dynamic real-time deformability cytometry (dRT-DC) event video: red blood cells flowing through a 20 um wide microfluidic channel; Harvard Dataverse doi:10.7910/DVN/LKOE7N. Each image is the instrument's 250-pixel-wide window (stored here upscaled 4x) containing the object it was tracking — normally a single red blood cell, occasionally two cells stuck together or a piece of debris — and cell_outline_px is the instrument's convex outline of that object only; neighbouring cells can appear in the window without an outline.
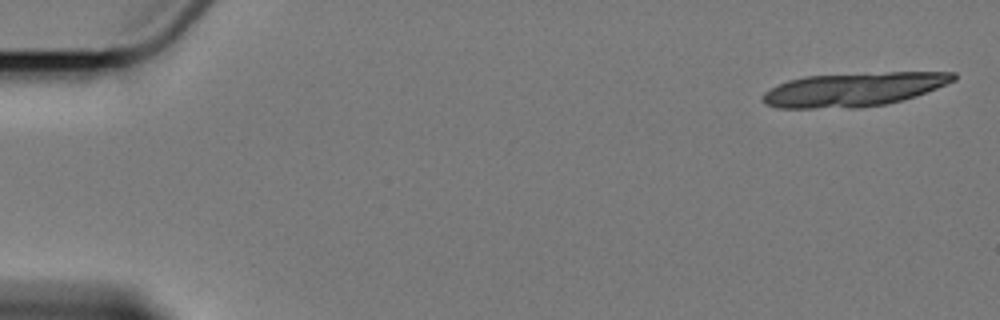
{"species": "Egyptian fruit bat (a non-hibernating species)", "species_latin": "Rousettus aegyptiacus", "temperature_condition": "cold", "stored_images_in_passage": 11, "camera_frame_rate_fps": 3000, "um_per_image_px": 0.085, "animal": {"sex": "female"}, "frame": {"image": 1, "passage_image": 1, "time_ms": 0.0, "image_size_px": [1000, 320], "cell_outline_px": [[956, 80], [916, 96], [884, 104], [856, 108], [776, 108], [764, 104], [760, 100], [760, 96], [764, 92], [788, 80], [804, 76], [888, 72], [956, 72]], "centroid_in_image_um": [72.51, 7.6], "position_along_channel_um": 12.5, "area_um2": 37.63}}
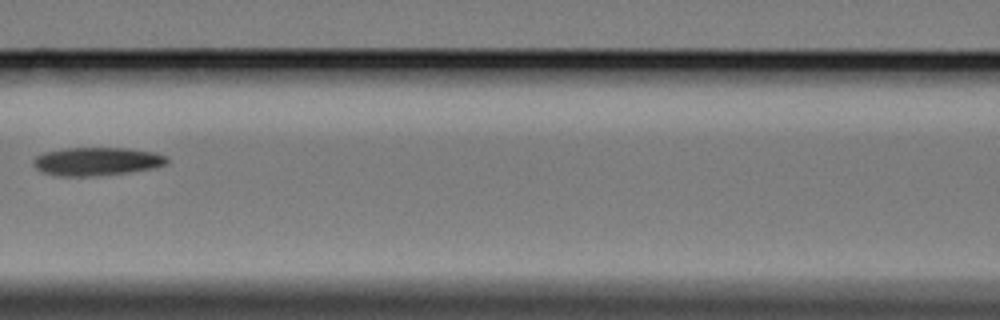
{"frame": {"image": 2, "passage_image": 7, "time_ms": 8.667, "image_size_px": [1000, 320], "cell_outline_px": [[168, 164], [152, 168], [124, 172], [92, 176], [56, 176], [44, 172], [36, 168], [32, 164], [32, 160], [36, 156], [44, 152], [64, 148], [128, 148], [156, 152], [168, 156]], "centroid_in_image_um": [8.22, 13.7], "position_along_channel_um": 158.4, "area_um2": 22.02}}
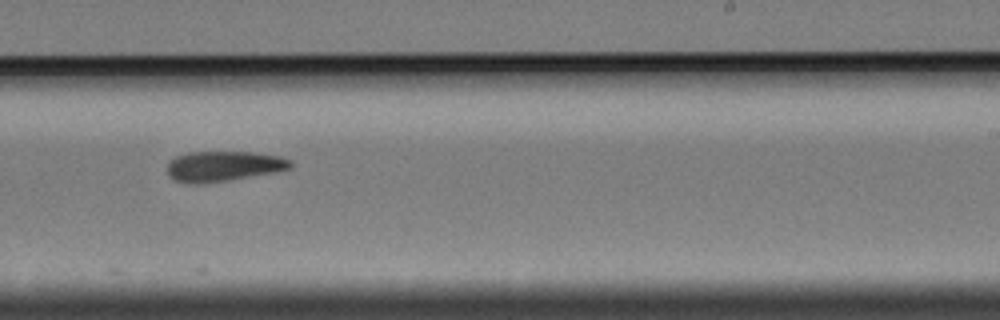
{"frame": {"image": 3, "passage_image": 10, "time_ms": 12.0, "image_size_px": [1000, 320], "cell_outline_px": [[292, 168], [276, 172], [224, 180], [196, 184], [188, 184], [176, 180], [168, 176], [168, 164], [176, 156], [188, 152], [252, 152], [280, 156], [292, 160]], "centroid_in_image_um": [19.01, 14.11], "position_along_channel_um": 270.0, "area_um2": 21.56}}